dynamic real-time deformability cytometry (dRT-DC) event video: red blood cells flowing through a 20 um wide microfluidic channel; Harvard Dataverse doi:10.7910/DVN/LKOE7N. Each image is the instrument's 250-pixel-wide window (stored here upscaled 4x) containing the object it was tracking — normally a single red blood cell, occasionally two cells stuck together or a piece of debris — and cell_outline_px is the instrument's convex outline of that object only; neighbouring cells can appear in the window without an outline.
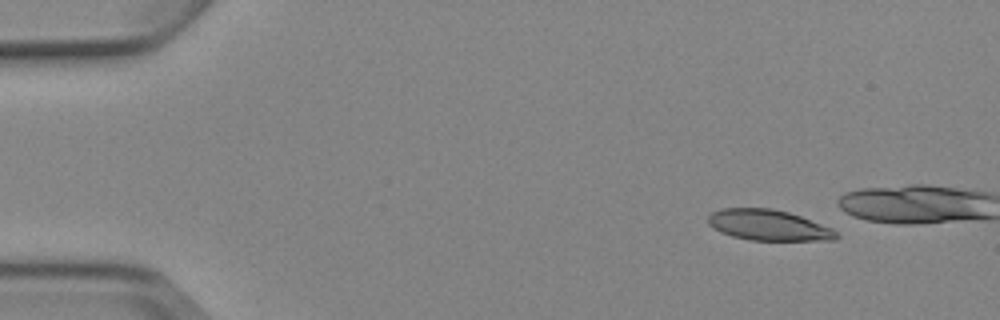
{"species": "Egyptian fruit bat (a non-hibernating species)", "species_latin": "Rousettus aegyptiacus", "temperature_condition": "cold", "stored_images_in_passage": 5, "camera_frame_rate_fps": 3000, "um_per_image_px": 0.085, "animal": {"sex": "female"}, "frame": {"image": 1, "passage_image": 1, "time_ms": 0.0, "image_size_px": [1000, 320], "cell_outline_px": [[840, 236], [836, 240], [748, 240], [732, 236], [720, 232], [708, 224], [708, 216], [712, 212], [720, 208], [772, 208], [788, 212], [800, 216], [832, 228]], "centroid_in_image_um": [65.31, 19.14], "position_along_channel_um": 19.7, "area_um2": 23.0}}
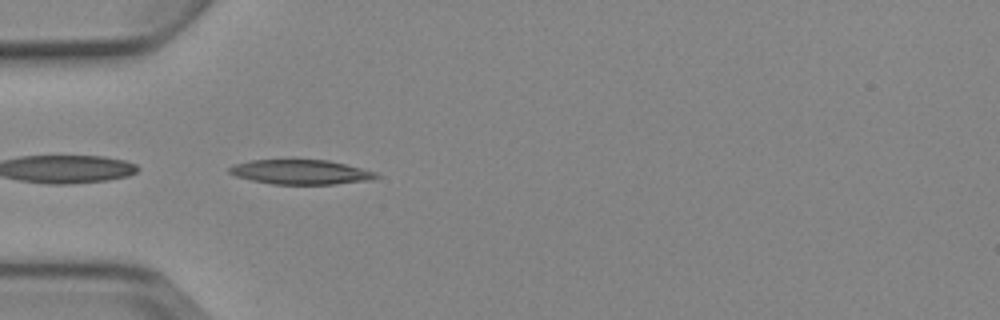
{"frame": {"image": 2, "passage_image": 5, "time_ms": 5.667, "image_size_px": [1000, 320], "cell_outline_px": [[380, 176], [368, 180], [332, 184], [272, 184], [252, 180], [236, 176], [228, 172], [228, 168], [232, 164], [252, 160], [328, 160], [376, 172]], "centroid_in_image_um": [25.51, 14.62], "position_along_channel_um": 59.5, "area_um2": 20.81}}